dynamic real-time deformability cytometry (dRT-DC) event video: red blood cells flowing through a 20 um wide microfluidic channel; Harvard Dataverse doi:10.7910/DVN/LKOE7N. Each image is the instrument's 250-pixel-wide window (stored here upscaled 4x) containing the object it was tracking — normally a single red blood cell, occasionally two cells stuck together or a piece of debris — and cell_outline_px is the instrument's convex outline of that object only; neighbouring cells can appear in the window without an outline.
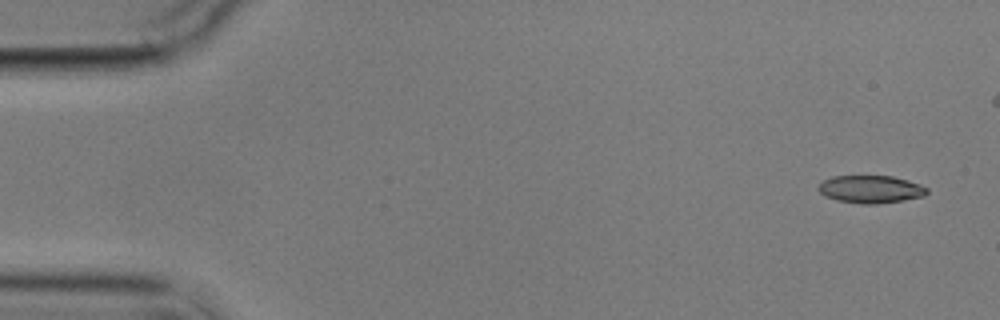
{"species": "common noctule bat (a hibernating species)", "species_latin": "Nyctalus noctula", "temperature_condition": "cold", "stored_images_in_passage": 7, "segment_of_instrument_passage": [1, 2], "camera_frame_rate_fps": 3000, "um_per_image_px": 0.085, "animal": {"sex": "male", "body_mass_g": 17.9}, "frame": {"image": 1, "passage_image": 1, "time_ms": 0.0, "image_size_px": [1000, 320], "cell_outline_px": [[928, 192], [924, 196], [904, 200], [876, 204], [860, 204], [836, 200], [824, 196], [816, 188], [824, 180], [832, 176], [892, 176], [908, 180], [920, 184], [928, 188]], "centroid_in_image_um": [74.01, 16.09], "position_along_channel_um": 11.0, "area_um2": 17.63}}
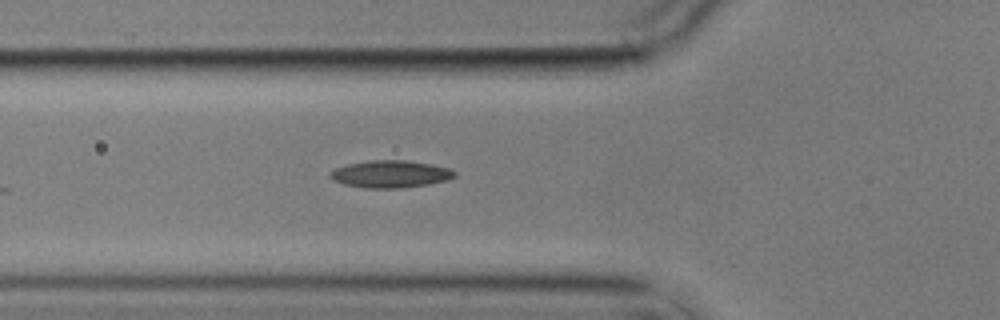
{"frame": {"image": 2, "passage_image": 6, "time_ms": 5.667, "image_size_px": [1000, 320], "cell_outline_px": [[456, 176], [448, 180], [428, 184], [400, 188], [364, 188], [344, 184], [332, 180], [328, 176], [328, 172], [336, 168], [348, 164], [368, 160], [404, 160], [432, 164], [448, 168], [456, 172]], "centroid_in_image_um": [33.16, 14.79], "position_along_channel_um": 92.6, "area_um2": 19.88}}